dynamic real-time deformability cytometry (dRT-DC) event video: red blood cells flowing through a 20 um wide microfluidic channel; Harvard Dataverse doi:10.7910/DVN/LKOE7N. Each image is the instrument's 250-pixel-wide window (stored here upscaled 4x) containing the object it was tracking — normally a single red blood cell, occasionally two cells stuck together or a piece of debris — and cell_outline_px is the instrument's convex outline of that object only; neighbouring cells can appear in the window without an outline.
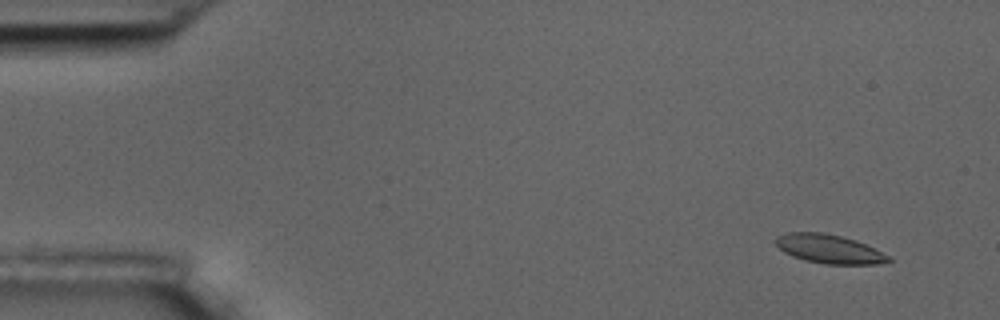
{"species": "common noctule bat (a hibernating species)", "species_latin": "Nyctalus noctula", "temperature_condition": "room temperature", "stored_images_in_passage": 6, "camera_frame_rate_fps": 3000, "um_per_image_px": 0.085, "animal": {"sex": "male", "body_mass_g": 17.5, "forearm_length_mm": 52.3}, "frame": {"image": 1, "passage_image": 2, "time_ms": 1.333, "image_size_px": [1000, 320], "cell_outline_px": [[892, 260], [880, 264], [824, 264], [804, 260], [792, 256], [784, 252], [776, 244], [776, 236], [788, 232], [820, 232], [840, 236], [856, 240], [888, 256]], "centroid_in_image_um": [70.44, 21.16], "position_along_channel_um": 14.6, "area_um2": 18.73}}